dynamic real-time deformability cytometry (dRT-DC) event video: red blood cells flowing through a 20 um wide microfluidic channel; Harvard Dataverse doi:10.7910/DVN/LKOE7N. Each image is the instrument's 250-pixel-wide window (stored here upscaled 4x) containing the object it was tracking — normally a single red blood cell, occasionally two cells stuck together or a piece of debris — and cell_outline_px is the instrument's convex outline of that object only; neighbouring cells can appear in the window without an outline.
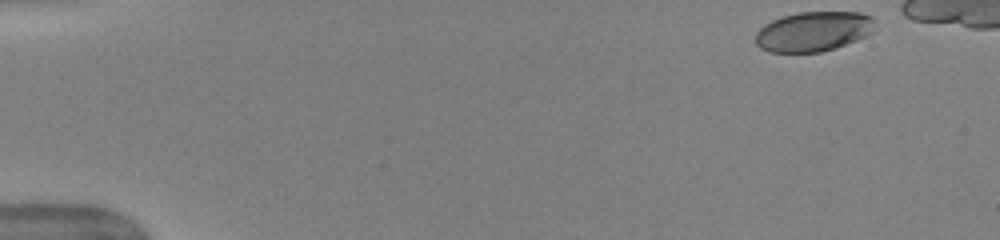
{"species": "human", "species_latin": "Homo sapiens", "temperature_condition": "warm", "stored_images_in_passage": 43, "camera_frame_rate_fps": 3000, "um_per_image_px": 0.085, "donor": {"sex": "female"}, "frame": {"image": 1, "passage_image": 1, "time_ms": 0.0, "image_size_px": [1000, 240], "cell_outline_px": [[876, 20], [872, 32], [856, 40], [836, 48], [820, 52], [768, 52], [760, 48], [756, 44], [756, 32], [764, 24], [780, 16], [800, 12], [860, 12], [872, 16]], "centroid_in_image_um": [69.13, 2.67], "position_along_channel_um": 15.9, "area_um2": 27.92}}
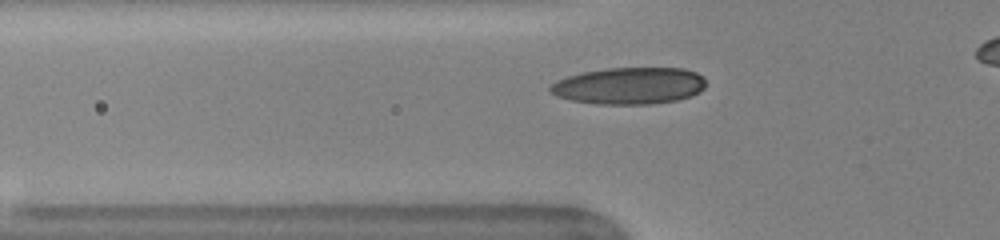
{"frame": {"image": 2, "passage_image": 15, "time_ms": 4.667, "image_size_px": [1000, 240], "cell_outline_px": [[704, 88], [700, 92], [692, 96], [676, 100], [652, 104], [596, 104], [572, 100], [556, 96], [548, 92], [548, 88], [556, 80], [568, 76], [584, 72], [608, 68], [684, 68], [696, 72], [704, 76]], "centroid_in_image_um": [53.49, 7.29], "position_along_channel_um": 72.3, "area_um2": 33.58}}
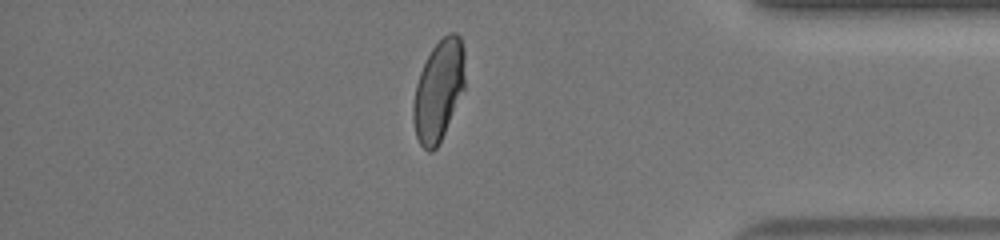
{"frame": {"image": 3, "passage_image": 41, "time_ms": 13.333, "image_size_px": [1000, 240], "cell_outline_px": [[464, 88], [444, 132], [436, 148], [432, 152], [428, 152], [420, 144], [416, 136], [412, 120], [412, 108], [416, 84], [420, 72], [432, 48], [448, 32], [456, 32], [460, 36], [464, 48]], "centroid_in_image_um": [37.27, 7.68], "position_along_channel_um": 397.9, "area_um2": 30.11}}